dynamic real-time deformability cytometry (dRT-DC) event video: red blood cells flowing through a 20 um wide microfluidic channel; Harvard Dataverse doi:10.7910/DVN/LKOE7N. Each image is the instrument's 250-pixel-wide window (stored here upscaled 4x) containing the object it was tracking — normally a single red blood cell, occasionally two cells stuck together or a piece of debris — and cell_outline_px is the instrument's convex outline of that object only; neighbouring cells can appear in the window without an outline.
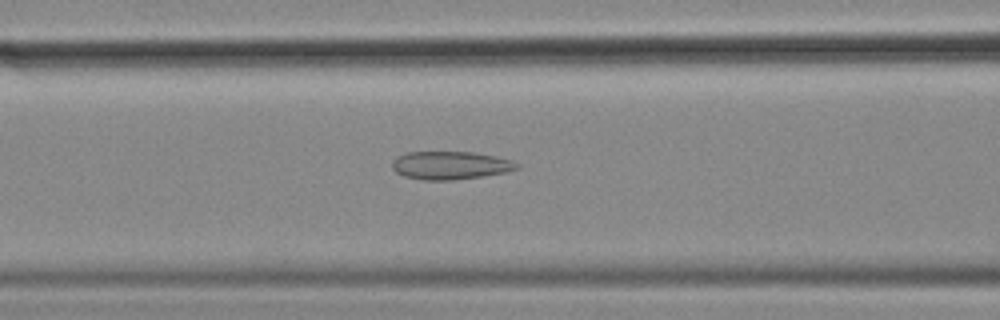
{"species": "common noctule bat (a hibernating species)", "species_latin": "Nyctalus noctula", "temperature_condition": "cold", "stored_images_in_passage": 37, "camera_frame_rate_fps": 3000, "um_per_image_px": 0.085, "animal": {"sex": "female", "body_mass_g": 18.4}, "frame": {"image": 1, "passage_image": 8, "time_ms": 2.333, "image_size_px": [1000, 320], "cell_outline_px": [[520, 168], [504, 172], [480, 176], [452, 180], [424, 180], [404, 176], [396, 172], [392, 168], [392, 160], [396, 156], [408, 152], [472, 152], [496, 156], [512, 160], [520, 164]], "centroid_in_image_um": [38.26, 14.04], "position_along_channel_um": 128.3, "area_um2": 20.4}}
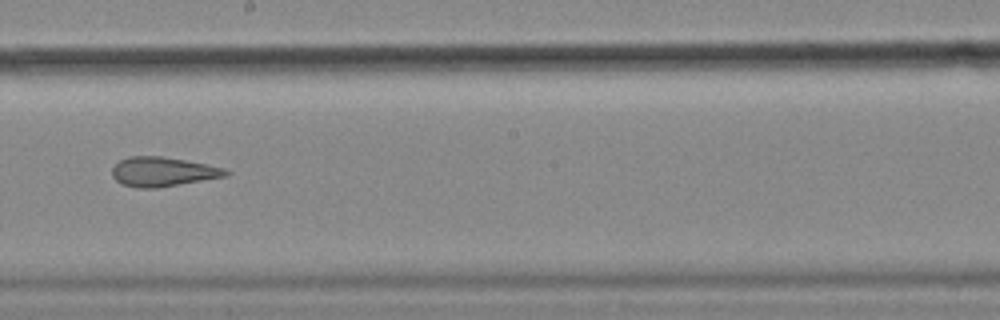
{"frame": {"image": 2, "passage_image": 17, "time_ms": 5.333, "image_size_px": [1000, 320], "cell_outline_px": [[232, 172], [228, 176], [160, 188], [136, 188], [124, 184], [116, 180], [112, 176], [112, 168], [120, 160], [128, 156], [160, 156], [184, 160], [224, 168]], "centroid_in_image_um": [13.86, 14.61], "position_along_channel_um": 234.3, "area_um2": 19.54}}
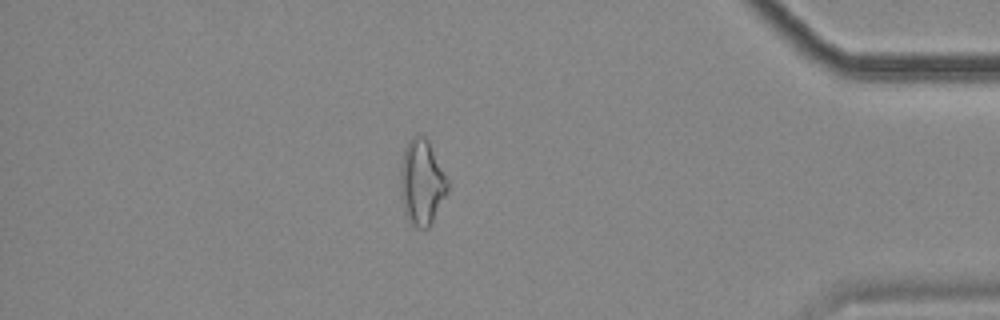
{"frame": {"image": 3, "passage_image": 34, "time_ms": 11.0, "image_size_px": [1000, 320], "cell_outline_px": [[448, 188], [428, 228], [416, 228], [412, 224], [404, 212], [400, 188], [400, 168], [404, 152], [408, 140], [412, 136], [424, 136], [428, 140], [448, 180]], "centroid_in_image_um": [35.82, 15.48], "position_along_channel_um": 399.4, "area_um2": 23.0}}